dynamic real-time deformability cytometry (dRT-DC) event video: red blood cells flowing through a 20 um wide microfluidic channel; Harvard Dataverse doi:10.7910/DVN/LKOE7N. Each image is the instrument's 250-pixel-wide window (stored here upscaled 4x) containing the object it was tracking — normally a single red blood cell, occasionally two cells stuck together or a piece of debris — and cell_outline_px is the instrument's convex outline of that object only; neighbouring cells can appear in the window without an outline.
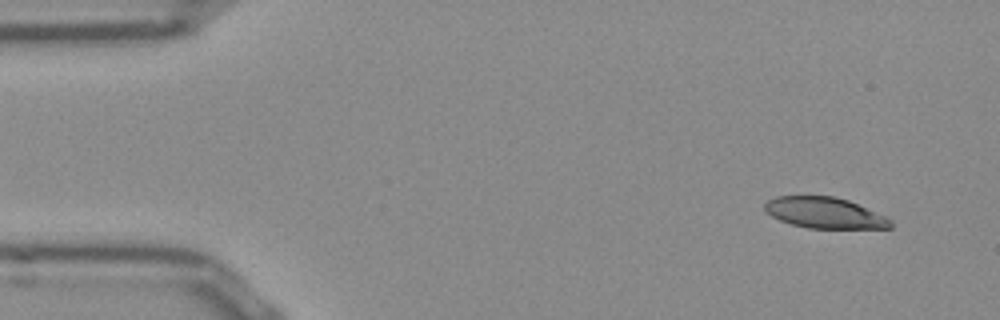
{"species": "Egyptian fruit bat (a non-hibernating species)", "species_latin": "Rousettus aegyptiacus", "temperature_condition": "room temperature", "stored_images_in_passage": 49, "camera_frame_rate_fps": 3000, "um_per_image_px": 0.085, "frame": {"image": 1, "passage_image": 1, "time_ms": 0.0, "image_size_px": [1000, 320], "cell_outline_px": [[892, 228], [808, 228], [792, 224], [780, 220], [772, 216], [764, 208], [764, 204], [768, 200], [776, 196], [832, 196], [848, 200], [888, 216], [892, 220]], "centroid_in_image_um": [70.14, 18.09], "position_along_channel_um": 14.9, "area_um2": 22.72}}
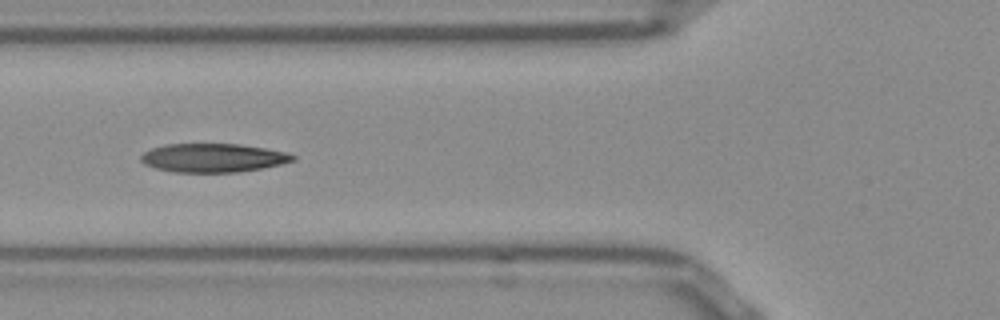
{"frame": {"image": 2, "passage_image": 16, "time_ms": 5.0, "image_size_px": [1000, 320], "cell_outline_px": [[296, 160], [280, 164], [240, 172], [176, 172], [156, 168], [144, 164], [140, 160], [140, 156], [144, 152], [152, 148], [164, 144], [240, 144], [264, 148], [284, 152], [296, 156]], "centroid_in_image_um": [18.08, 13.41], "position_along_channel_um": 107.7, "area_um2": 25.26}}
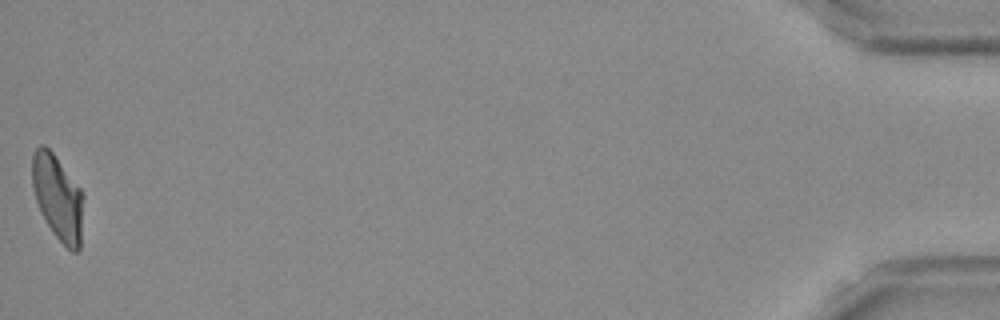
{"frame": {"image": 3, "passage_image": 49, "time_ms": 16.0, "image_size_px": [1000, 320], "cell_outline_px": [[84, 196], [80, 248], [76, 252], [72, 252], [52, 232], [40, 212], [36, 200], [32, 184], [32, 156], [36, 148], [40, 144], [44, 144], [52, 152], [80, 188]], "centroid_in_image_um": [4.91, 16.79], "position_along_channel_um": 430.3, "area_um2": 25.37}, "authors_computed_cell_mechanics": {"area_um2": 25.5476, "velocity_mm_per_s": 3.8679, "shape_relaxation_time_tau1_ms": 5.4468, "shape_relaxation_time_tau2_ms": 1.2844, "deformation_change_tau1": 0.1932, "deformation_change_tau2": 0.0767}}